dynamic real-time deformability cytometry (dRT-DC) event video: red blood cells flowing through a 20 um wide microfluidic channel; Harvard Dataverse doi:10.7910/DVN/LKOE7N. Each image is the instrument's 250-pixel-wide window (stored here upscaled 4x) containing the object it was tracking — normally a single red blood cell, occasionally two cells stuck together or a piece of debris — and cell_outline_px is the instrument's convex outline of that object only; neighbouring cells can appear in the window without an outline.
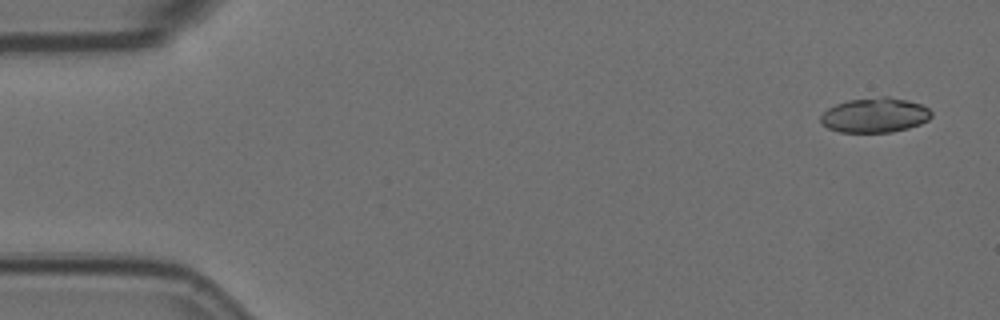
{"species": "Egyptian fruit bat (a non-hibernating species)", "species_latin": "Rousettus aegyptiacus", "temperature_condition": "room temperature", "stored_images_in_passage": 42, "camera_frame_rate_fps": 3000, "um_per_image_px": 0.085, "animal": {"sex": "female"}, "frame": {"image": 1, "passage_image": 1, "time_ms": 0.0, "image_size_px": [1000, 320], "cell_outline_px": [[932, 116], [928, 120], [920, 124], [908, 128], [892, 132], [840, 132], [828, 128], [820, 120], [820, 116], [828, 108], [836, 104], [848, 100], [884, 96], [888, 96], [908, 100], [920, 104], [928, 108], [932, 112]], "centroid_in_image_um": [74.38, 9.78], "position_along_channel_um": 10.6, "area_um2": 22.43}}
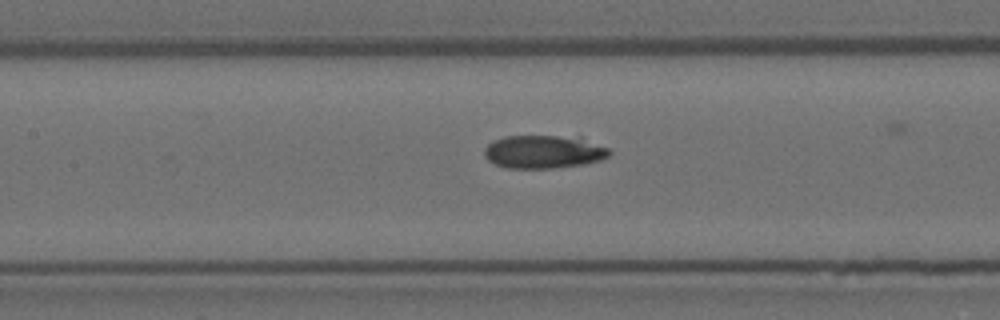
{"frame": {"image": 2, "passage_image": 24, "time_ms": 7.667, "image_size_px": [1000, 320], "cell_outline_px": [[612, 152], [608, 156], [600, 160], [584, 164], [552, 168], [508, 168], [496, 164], [488, 160], [484, 156], [484, 148], [492, 140], [504, 136], [580, 136], [608, 148]], "centroid_in_image_um": [46.22, 12.89], "position_along_channel_um": 161.2, "area_um2": 24.39}}
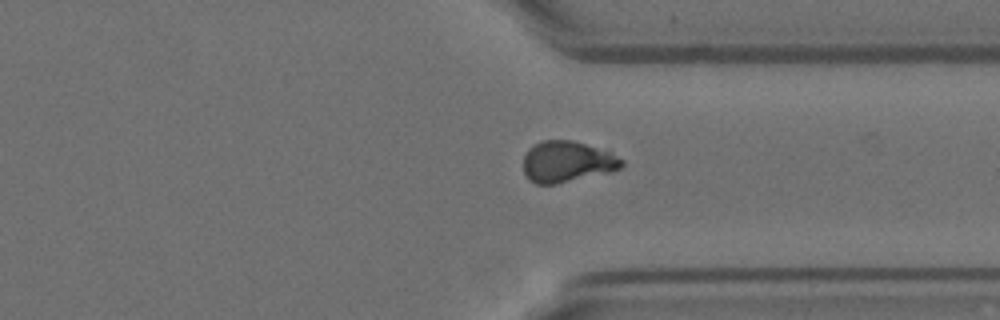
{"frame": {"image": 3, "passage_image": 41, "time_ms": 13.333, "image_size_px": [1000, 320], "cell_outline_px": [[624, 164], [620, 168], [612, 172], [556, 184], [536, 184], [528, 180], [524, 172], [524, 156], [528, 148], [540, 140], [572, 140], [608, 152], [624, 160]], "centroid_in_image_um": [48.17, 13.76], "position_along_channel_um": 363.2, "area_um2": 23.58}}